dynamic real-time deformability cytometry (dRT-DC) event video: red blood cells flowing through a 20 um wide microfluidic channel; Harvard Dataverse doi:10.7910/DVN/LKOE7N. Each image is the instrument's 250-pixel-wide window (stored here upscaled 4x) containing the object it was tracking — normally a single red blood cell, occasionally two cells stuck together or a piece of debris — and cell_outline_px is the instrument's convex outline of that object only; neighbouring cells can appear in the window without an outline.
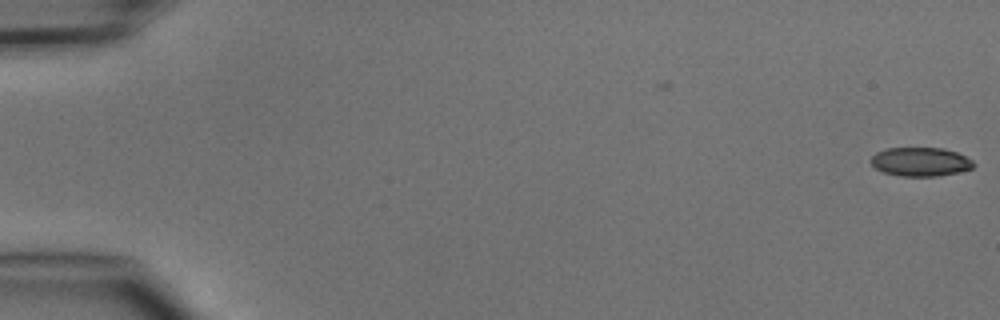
{"species": "common noctule bat (a hibernating species)", "species_latin": "Nyctalus noctula", "temperature_condition": "cold", "stored_images_in_passage": 5, "camera_frame_rate_fps": 3000, "um_per_image_px": 0.085, "animal": {"sex": "male", "body_mass_g": 15.6}, "frame": {"image": 1, "passage_image": 1, "time_ms": 0.0, "image_size_px": [1000, 320], "cell_outline_px": [[976, 164], [972, 168], [940, 176], [900, 176], [884, 172], [876, 168], [868, 160], [876, 152], [888, 148], [944, 148], [956, 152], [972, 160]], "centroid_in_image_um": [78.22, 13.75], "position_along_channel_um": 6.8, "area_um2": 17.22}}
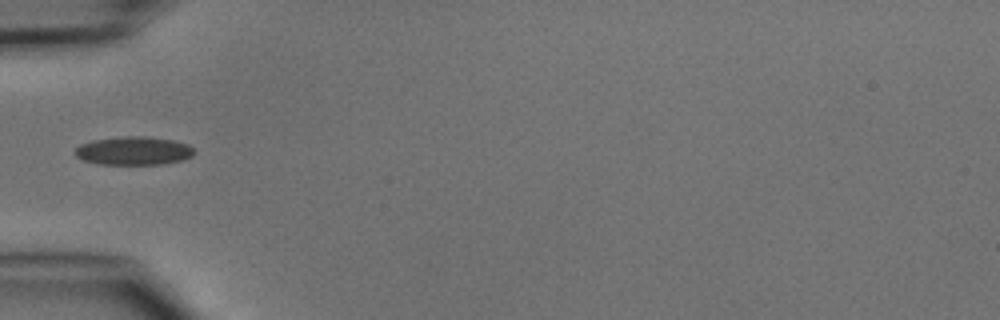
{"frame": {"image": 2, "passage_image": 5, "time_ms": 5.333, "image_size_px": [1000, 320], "cell_outline_px": [[196, 152], [192, 156], [180, 160], [160, 164], [100, 164], [84, 160], [76, 156], [76, 148], [80, 144], [92, 140], [124, 136], [144, 136], [172, 140], [188, 144]], "centroid_in_image_um": [11.36, 12.81], "position_along_channel_um": 73.6, "area_um2": 19.54}}